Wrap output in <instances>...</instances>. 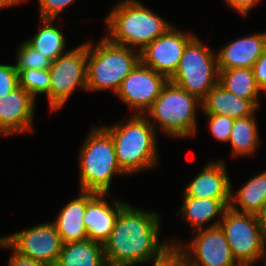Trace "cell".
<instances>
[{"label":"cell","instance_id":"obj_1","mask_svg":"<svg viewBox=\"0 0 266 266\" xmlns=\"http://www.w3.org/2000/svg\"><path fill=\"white\" fill-rule=\"evenodd\" d=\"M161 216L127 204L116 219L109 239L103 244L107 266L143 265L159 255L169 240L159 241Z\"/></svg>","mask_w":266,"mask_h":266},{"label":"cell","instance_id":"obj_2","mask_svg":"<svg viewBox=\"0 0 266 266\" xmlns=\"http://www.w3.org/2000/svg\"><path fill=\"white\" fill-rule=\"evenodd\" d=\"M104 22L110 42L138 52L173 26L138 0L118 1Z\"/></svg>","mask_w":266,"mask_h":266},{"label":"cell","instance_id":"obj_3","mask_svg":"<svg viewBox=\"0 0 266 266\" xmlns=\"http://www.w3.org/2000/svg\"><path fill=\"white\" fill-rule=\"evenodd\" d=\"M127 119L102 127L112 137L119 167L129 176L153 169L160 161L154 126L144 115L133 114Z\"/></svg>","mask_w":266,"mask_h":266},{"label":"cell","instance_id":"obj_4","mask_svg":"<svg viewBox=\"0 0 266 266\" xmlns=\"http://www.w3.org/2000/svg\"><path fill=\"white\" fill-rule=\"evenodd\" d=\"M78 153L79 191L109 194L112 179L126 174L118 165L110 134L102 126H93Z\"/></svg>","mask_w":266,"mask_h":266},{"label":"cell","instance_id":"obj_5","mask_svg":"<svg viewBox=\"0 0 266 266\" xmlns=\"http://www.w3.org/2000/svg\"><path fill=\"white\" fill-rule=\"evenodd\" d=\"M198 108L202 109L201 100L168 80L144 116L156 132L186 139L196 135Z\"/></svg>","mask_w":266,"mask_h":266},{"label":"cell","instance_id":"obj_6","mask_svg":"<svg viewBox=\"0 0 266 266\" xmlns=\"http://www.w3.org/2000/svg\"><path fill=\"white\" fill-rule=\"evenodd\" d=\"M87 41V90L117 93L122 81L140 62V52L110 42L105 36Z\"/></svg>","mask_w":266,"mask_h":266},{"label":"cell","instance_id":"obj_7","mask_svg":"<svg viewBox=\"0 0 266 266\" xmlns=\"http://www.w3.org/2000/svg\"><path fill=\"white\" fill-rule=\"evenodd\" d=\"M218 79L217 54L196 35L186 45L176 72L169 81L203 101Z\"/></svg>","mask_w":266,"mask_h":266},{"label":"cell","instance_id":"obj_8","mask_svg":"<svg viewBox=\"0 0 266 266\" xmlns=\"http://www.w3.org/2000/svg\"><path fill=\"white\" fill-rule=\"evenodd\" d=\"M219 226L238 263L265 262L266 238L256 215L240 213L228 207Z\"/></svg>","mask_w":266,"mask_h":266},{"label":"cell","instance_id":"obj_9","mask_svg":"<svg viewBox=\"0 0 266 266\" xmlns=\"http://www.w3.org/2000/svg\"><path fill=\"white\" fill-rule=\"evenodd\" d=\"M50 88L46 95L51 111H59L79 88L87 91V42L52 61L50 66Z\"/></svg>","mask_w":266,"mask_h":266},{"label":"cell","instance_id":"obj_10","mask_svg":"<svg viewBox=\"0 0 266 266\" xmlns=\"http://www.w3.org/2000/svg\"><path fill=\"white\" fill-rule=\"evenodd\" d=\"M2 238L18 253L48 266L56 264L63 246L61 237L51 221Z\"/></svg>","mask_w":266,"mask_h":266},{"label":"cell","instance_id":"obj_11","mask_svg":"<svg viewBox=\"0 0 266 266\" xmlns=\"http://www.w3.org/2000/svg\"><path fill=\"white\" fill-rule=\"evenodd\" d=\"M193 234L187 246L177 238L170 240L185 251L189 266H235L238 263L220 226L204 228Z\"/></svg>","mask_w":266,"mask_h":266},{"label":"cell","instance_id":"obj_12","mask_svg":"<svg viewBox=\"0 0 266 266\" xmlns=\"http://www.w3.org/2000/svg\"><path fill=\"white\" fill-rule=\"evenodd\" d=\"M168 79L139 62L115 94L134 113L144 115L159 96Z\"/></svg>","mask_w":266,"mask_h":266},{"label":"cell","instance_id":"obj_13","mask_svg":"<svg viewBox=\"0 0 266 266\" xmlns=\"http://www.w3.org/2000/svg\"><path fill=\"white\" fill-rule=\"evenodd\" d=\"M195 36L193 33L177 30L173 25L140 51V62L169 80L176 72L186 45Z\"/></svg>","mask_w":266,"mask_h":266},{"label":"cell","instance_id":"obj_14","mask_svg":"<svg viewBox=\"0 0 266 266\" xmlns=\"http://www.w3.org/2000/svg\"><path fill=\"white\" fill-rule=\"evenodd\" d=\"M36 99L21 86L0 98V136L33 130Z\"/></svg>","mask_w":266,"mask_h":266},{"label":"cell","instance_id":"obj_15","mask_svg":"<svg viewBox=\"0 0 266 266\" xmlns=\"http://www.w3.org/2000/svg\"><path fill=\"white\" fill-rule=\"evenodd\" d=\"M108 194H97L87 205L83 223L88 239L104 244L110 237L119 212L129 203L114 198L112 206Z\"/></svg>","mask_w":266,"mask_h":266},{"label":"cell","instance_id":"obj_16","mask_svg":"<svg viewBox=\"0 0 266 266\" xmlns=\"http://www.w3.org/2000/svg\"><path fill=\"white\" fill-rule=\"evenodd\" d=\"M224 160L209 161L184 189V197L230 199L231 179Z\"/></svg>","mask_w":266,"mask_h":266},{"label":"cell","instance_id":"obj_17","mask_svg":"<svg viewBox=\"0 0 266 266\" xmlns=\"http://www.w3.org/2000/svg\"><path fill=\"white\" fill-rule=\"evenodd\" d=\"M266 49V31L236 38L217 51L218 69L252 68Z\"/></svg>","mask_w":266,"mask_h":266},{"label":"cell","instance_id":"obj_18","mask_svg":"<svg viewBox=\"0 0 266 266\" xmlns=\"http://www.w3.org/2000/svg\"><path fill=\"white\" fill-rule=\"evenodd\" d=\"M78 197L70 200L59 212L57 219L51 221L63 244L88 239L87 230L83 223L86 205L98 194L95 192L79 191Z\"/></svg>","mask_w":266,"mask_h":266},{"label":"cell","instance_id":"obj_19","mask_svg":"<svg viewBox=\"0 0 266 266\" xmlns=\"http://www.w3.org/2000/svg\"><path fill=\"white\" fill-rule=\"evenodd\" d=\"M230 205V199H211L183 197L181 208L177 215H182L191 225L192 233L198 230L219 226L225 210ZM220 219H219V217ZM218 218L217 221L215 218ZM212 220H215L211 222ZM210 225H206L208 223Z\"/></svg>","mask_w":266,"mask_h":266},{"label":"cell","instance_id":"obj_20","mask_svg":"<svg viewBox=\"0 0 266 266\" xmlns=\"http://www.w3.org/2000/svg\"><path fill=\"white\" fill-rule=\"evenodd\" d=\"M202 114H219L232 119L251 116L258 107L250 100L227 91L217 83L202 101Z\"/></svg>","mask_w":266,"mask_h":266},{"label":"cell","instance_id":"obj_21","mask_svg":"<svg viewBox=\"0 0 266 266\" xmlns=\"http://www.w3.org/2000/svg\"><path fill=\"white\" fill-rule=\"evenodd\" d=\"M54 266H107L104 245L90 239L63 244Z\"/></svg>","mask_w":266,"mask_h":266},{"label":"cell","instance_id":"obj_22","mask_svg":"<svg viewBox=\"0 0 266 266\" xmlns=\"http://www.w3.org/2000/svg\"><path fill=\"white\" fill-rule=\"evenodd\" d=\"M266 201V170L251 177L235 193H230L229 207L240 213L256 215Z\"/></svg>","mask_w":266,"mask_h":266},{"label":"cell","instance_id":"obj_23","mask_svg":"<svg viewBox=\"0 0 266 266\" xmlns=\"http://www.w3.org/2000/svg\"><path fill=\"white\" fill-rule=\"evenodd\" d=\"M218 70L220 85L239 97L250 99L258 108L260 107L259 99L263 91L257 85L252 68Z\"/></svg>","mask_w":266,"mask_h":266},{"label":"cell","instance_id":"obj_24","mask_svg":"<svg viewBox=\"0 0 266 266\" xmlns=\"http://www.w3.org/2000/svg\"><path fill=\"white\" fill-rule=\"evenodd\" d=\"M255 113L251 116L235 119L228 143L233 157H249L255 154L260 143L258 125Z\"/></svg>","mask_w":266,"mask_h":266},{"label":"cell","instance_id":"obj_25","mask_svg":"<svg viewBox=\"0 0 266 266\" xmlns=\"http://www.w3.org/2000/svg\"><path fill=\"white\" fill-rule=\"evenodd\" d=\"M55 19H41L37 33L26 42L52 61L66 53V40L60 28L53 24ZM65 50V51H64Z\"/></svg>","mask_w":266,"mask_h":266},{"label":"cell","instance_id":"obj_26","mask_svg":"<svg viewBox=\"0 0 266 266\" xmlns=\"http://www.w3.org/2000/svg\"><path fill=\"white\" fill-rule=\"evenodd\" d=\"M19 86L29 92L35 99L36 95H47L50 88L49 70H17Z\"/></svg>","mask_w":266,"mask_h":266},{"label":"cell","instance_id":"obj_27","mask_svg":"<svg viewBox=\"0 0 266 266\" xmlns=\"http://www.w3.org/2000/svg\"><path fill=\"white\" fill-rule=\"evenodd\" d=\"M16 52L15 68L17 70H46L52 65L50 58L35 50L26 40L19 45Z\"/></svg>","mask_w":266,"mask_h":266},{"label":"cell","instance_id":"obj_28","mask_svg":"<svg viewBox=\"0 0 266 266\" xmlns=\"http://www.w3.org/2000/svg\"><path fill=\"white\" fill-rule=\"evenodd\" d=\"M149 263H152V266H189L185 251L179 244L172 243Z\"/></svg>","mask_w":266,"mask_h":266},{"label":"cell","instance_id":"obj_29","mask_svg":"<svg viewBox=\"0 0 266 266\" xmlns=\"http://www.w3.org/2000/svg\"><path fill=\"white\" fill-rule=\"evenodd\" d=\"M208 117V129L216 141L228 143L234 119L219 114H204Z\"/></svg>","mask_w":266,"mask_h":266},{"label":"cell","instance_id":"obj_30","mask_svg":"<svg viewBox=\"0 0 266 266\" xmlns=\"http://www.w3.org/2000/svg\"><path fill=\"white\" fill-rule=\"evenodd\" d=\"M76 0H38L41 19H57L58 15Z\"/></svg>","mask_w":266,"mask_h":266},{"label":"cell","instance_id":"obj_31","mask_svg":"<svg viewBox=\"0 0 266 266\" xmlns=\"http://www.w3.org/2000/svg\"><path fill=\"white\" fill-rule=\"evenodd\" d=\"M19 86L15 65L0 63V98Z\"/></svg>","mask_w":266,"mask_h":266},{"label":"cell","instance_id":"obj_32","mask_svg":"<svg viewBox=\"0 0 266 266\" xmlns=\"http://www.w3.org/2000/svg\"><path fill=\"white\" fill-rule=\"evenodd\" d=\"M0 248H9L12 250V254L9 256L8 266H48L18 253L2 237H0Z\"/></svg>","mask_w":266,"mask_h":266},{"label":"cell","instance_id":"obj_33","mask_svg":"<svg viewBox=\"0 0 266 266\" xmlns=\"http://www.w3.org/2000/svg\"><path fill=\"white\" fill-rule=\"evenodd\" d=\"M257 85L266 93V49L252 67Z\"/></svg>","mask_w":266,"mask_h":266},{"label":"cell","instance_id":"obj_34","mask_svg":"<svg viewBox=\"0 0 266 266\" xmlns=\"http://www.w3.org/2000/svg\"><path fill=\"white\" fill-rule=\"evenodd\" d=\"M232 10L240 13L241 16H247L250 10L258 4L260 0H224Z\"/></svg>","mask_w":266,"mask_h":266},{"label":"cell","instance_id":"obj_35","mask_svg":"<svg viewBox=\"0 0 266 266\" xmlns=\"http://www.w3.org/2000/svg\"><path fill=\"white\" fill-rule=\"evenodd\" d=\"M256 217L262 229L263 235L266 238V201L262 204L260 211L256 214Z\"/></svg>","mask_w":266,"mask_h":266},{"label":"cell","instance_id":"obj_36","mask_svg":"<svg viewBox=\"0 0 266 266\" xmlns=\"http://www.w3.org/2000/svg\"><path fill=\"white\" fill-rule=\"evenodd\" d=\"M28 0H0V9L2 10L3 8H8L10 7H15L23 2H27Z\"/></svg>","mask_w":266,"mask_h":266},{"label":"cell","instance_id":"obj_37","mask_svg":"<svg viewBox=\"0 0 266 266\" xmlns=\"http://www.w3.org/2000/svg\"><path fill=\"white\" fill-rule=\"evenodd\" d=\"M254 264H257V263H237L235 266H254ZM264 265L262 266H266L265 263H263Z\"/></svg>","mask_w":266,"mask_h":266}]
</instances>
